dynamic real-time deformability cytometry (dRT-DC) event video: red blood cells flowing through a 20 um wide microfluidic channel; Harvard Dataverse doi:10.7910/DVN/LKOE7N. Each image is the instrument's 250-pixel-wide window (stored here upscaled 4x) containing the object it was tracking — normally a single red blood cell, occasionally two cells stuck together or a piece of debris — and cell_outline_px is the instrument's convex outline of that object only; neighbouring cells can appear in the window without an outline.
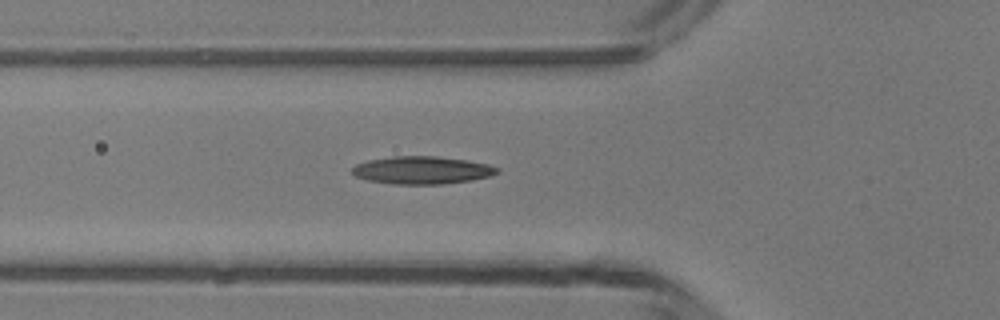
{"species": "common noctule bat (a hibernating species)", "species_latin": "Nyctalus noctula", "temperature_condition": "room temperature", "stored_images_in_passage": 32, "camera_frame_rate_fps": 3000, "um_per_image_px": 0.085, "animal": {"sex": "male", "body_mass_g": 13.3}, "frame": {"image": 1, "passage_image": 2, "time_ms": 0.333, "image_size_px": [1000, 320], "cell_outline_px": [[500, 172], [488, 176], [472, 180], [444, 184], [392, 184], [368, 180], [356, 176], [352, 172], [352, 168], [356, 164], [368, 160], [392, 156], [436, 156], [468, 160], [488, 164], [500, 168]], "centroid_in_image_um": [35.89, 14.46], "position_along_channel_um": 89.9, "area_um2": 23.47}}
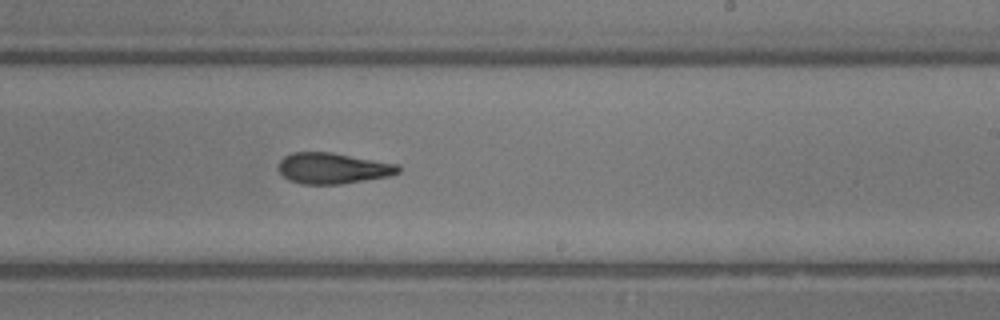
{"frame": {"image": 2, "passage_image": 14, "time_ms": 4.333, "image_size_px": [1000, 320], "cell_outline_px": [[400, 172], [388, 176], [340, 184], [300, 184], [288, 180], [280, 172], [280, 160], [284, 156], [292, 152], [332, 152], [396, 164], [400, 168]], "centroid_in_image_um": [28.26, 14.3], "position_along_channel_um": 260.7, "area_um2": 21.39}}
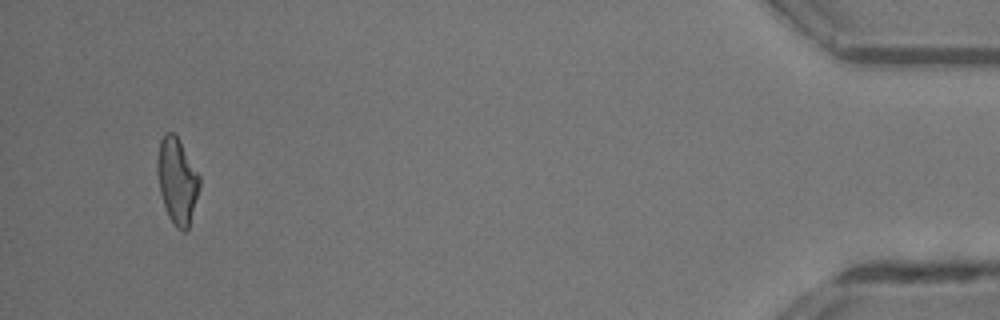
{"frame": {"image": 3, "passage_image": 31, "time_ms": 10.0, "image_size_px": [1000, 320], "cell_outline_px": [[200, 188], [188, 228], [184, 232], [176, 228], [168, 216], [160, 192], [156, 172], [156, 160], [160, 140], [164, 132], [172, 132], [180, 140], [200, 176]], "centroid_in_image_um": [15.04, 15.34], "position_along_channel_um": 420.2, "area_um2": 21.27}}